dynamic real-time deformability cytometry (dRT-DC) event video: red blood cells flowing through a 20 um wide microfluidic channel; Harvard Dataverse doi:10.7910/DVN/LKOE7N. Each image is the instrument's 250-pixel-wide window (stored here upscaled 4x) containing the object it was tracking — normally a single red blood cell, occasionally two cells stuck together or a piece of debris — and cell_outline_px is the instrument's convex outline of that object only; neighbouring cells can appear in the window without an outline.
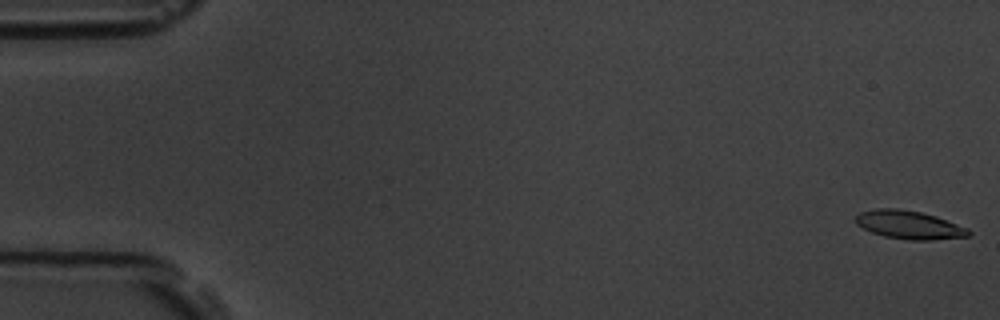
{"species": "common noctule bat (a hibernating species)", "species_latin": "Nyctalus noctula", "temperature_condition": "room temperature", "stored_images_in_passage": 5, "camera_frame_rate_fps": 3000, "um_per_image_px": 0.085, "animal": {"sex": "male", "body_mass_g": 19.5, "forearm_length_mm": 54.6}, "frame": {"image": 1, "passage_image": 1, "time_ms": 0.0, "image_size_px": [1000, 320], "cell_outline_px": [[972, 232], [968, 236], [932, 240], [908, 240], [884, 236], [872, 232], [856, 224], [856, 216], [860, 212], [876, 208], [900, 208], [920, 212], [936, 216], [968, 228]], "centroid_in_image_um": [77.28, 19.11], "position_along_channel_um": 7.7, "area_um2": 18.61}}
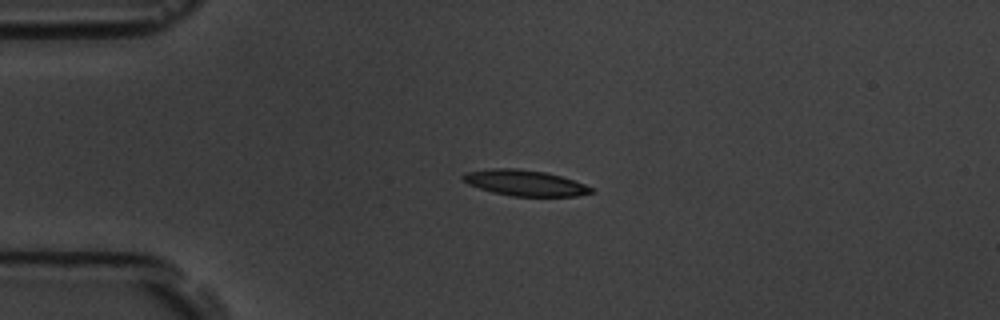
{"frame": {"image": 2, "passage_image": 5, "time_ms": 4.333, "image_size_px": [1000, 320], "cell_outline_px": [[596, 192], [576, 196], [512, 196], [492, 192], [468, 184], [460, 176], [468, 172], [492, 168], [516, 168], [544, 172], [560, 176], [584, 184], [592, 188]], "centroid_in_image_um": [44.62, 15.55], "position_along_channel_um": 40.4, "area_um2": 19.07}}